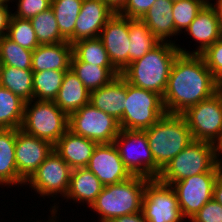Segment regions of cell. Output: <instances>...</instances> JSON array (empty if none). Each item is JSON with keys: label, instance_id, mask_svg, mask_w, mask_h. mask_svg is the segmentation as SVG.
<instances>
[{"label": "cell", "instance_id": "42", "mask_svg": "<svg viewBox=\"0 0 222 222\" xmlns=\"http://www.w3.org/2000/svg\"><path fill=\"white\" fill-rule=\"evenodd\" d=\"M108 222H147L142 212H137L130 215L120 216L109 220Z\"/></svg>", "mask_w": 222, "mask_h": 222}, {"label": "cell", "instance_id": "35", "mask_svg": "<svg viewBox=\"0 0 222 222\" xmlns=\"http://www.w3.org/2000/svg\"><path fill=\"white\" fill-rule=\"evenodd\" d=\"M208 2L209 0H178L174 2L172 12L175 24V35L178 36L183 29L186 31Z\"/></svg>", "mask_w": 222, "mask_h": 222}, {"label": "cell", "instance_id": "10", "mask_svg": "<svg viewBox=\"0 0 222 222\" xmlns=\"http://www.w3.org/2000/svg\"><path fill=\"white\" fill-rule=\"evenodd\" d=\"M141 212L147 222H183L173 187L158 178L149 179L144 189Z\"/></svg>", "mask_w": 222, "mask_h": 222}, {"label": "cell", "instance_id": "39", "mask_svg": "<svg viewBox=\"0 0 222 222\" xmlns=\"http://www.w3.org/2000/svg\"><path fill=\"white\" fill-rule=\"evenodd\" d=\"M222 222V205L215 199L209 200L189 222Z\"/></svg>", "mask_w": 222, "mask_h": 222}, {"label": "cell", "instance_id": "9", "mask_svg": "<svg viewBox=\"0 0 222 222\" xmlns=\"http://www.w3.org/2000/svg\"><path fill=\"white\" fill-rule=\"evenodd\" d=\"M69 130L102 144L113 143L121 128L118 120L88 103L69 116Z\"/></svg>", "mask_w": 222, "mask_h": 222}, {"label": "cell", "instance_id": "30", "mask_svg": "<svg viewBox=\"0 0 222 222\" xmlns=\"http://www.w3.org/2000/svg\"><path fill=\"white\" fill-rule=\"evenodd\" d=\"M82 3L83 0H51L59 31L70 44L74 43V27Z\"/></svg>", "mask_w": 222, "mask_h": 222}, {"label": "cell", "instance_id": "17", "mask_svg": "<svg viewBox=\"0 0 222 222\" xmlns=\"http://www.w3.org/2000/svg\"><path fill=\"white\" fill-rule=\"evenodd\" d=\"M185 32H188L187 34L200 45H198L195 51L191 52L178 45L181 54L201 55L209 46L222 37L218 13L213 3L209 1L202 8Z\"/></svg>", "mask_w": 222, "mask_h": 222}, {"label": "cell", "instance_id": "49", "mask_svg": "<svg viewBox=\"0 0 222 222\" xmlns=\"http://www.w3.org/2000/svg\"><path fill=\"white\" fill-rule=\"evenodd\" d=\"M10 1L12 2L13 0H0V5H8Z\"/></svg>", "mask_w": 222, "mask_h": 222}, {"label": "cell", "instance_id": "25", "mask_svg": "<svg viewBox=\"0 0 222 222\" xmlns=\"http://www.w3.org/2000/svg\"><path fill=\"white\" fill-rule=\"evenodd\" d=\"M15 142L16 129H0V185H25L18 175Z\"/></svg>", "mask_w": 222, "mask_h": 222}, {"label": "cell", "instance_id": "41", "mask_svg": "<svg viewBox=\"0 0 222 222\" xmlns=\"http://www.w3.org/2000/svg\"><path fill=\"white\" fill-rule=\"evenodd\" d=\"M11 15L8 5H0V38L7 36Z\"/></svg>", "mask_w": 222, "mask_h": 222}, {"label": "cell", "instance_id": "16", "mask_svg": "<svg viewBox=\"0 0 222 222\" xmlns=\"http://www.w3.org/2000/svg\"><path fill=\"white\" fill-rule=\"evenodd\" d=\"M87 168L104 186L123 182L133 176L122 162L114 143L97 144Z\"/></svg>", "mask_w": 222, "mask_h": 222}, {"label": "cell", "instance_id": "44", "mask_svg": "<svg viewBox=\"0 0 222 222\" xmlns=\"http://www.w3.org/2000/svg\"><path fill=\"white\" fill-rule=\"evenodd\" d=\"M213 145L216 163L218 165H221L222 158H220L219 156L222 155V133L220 134L219 138L213 143Z\"/></svg>", "mask_w": 222, "mask_h": 222}, {"label": "cell", "instance_id": "8", "mask_svg": "<svg viewBox=\"0 0 222 222\" xmlns=\"http://www.w3.org/2000/svg\"><path fill=\"white\" fill-rule=\"evenodd\" d=\"M113 143L132 175L155 179L161 174L162 170L153 159L144 131L121 129Z\"/></svg>", "mask_w": 222, "mask_h": 222}, {"label": "cell", "instance_id": "24", "mask_svg": "<svg viewBox=\"0 0 222 222\" xmlns=\"http://www.w3.org/2000/svg\"><path fill=\"white\" fill-rule=\"evenodd\" d=\"M103 187L101 181L87 167L72 169L65 199L79 201L78 203L85 202L91 207Z\"/></svg>", "mask_w": 222, "mask_h": 222}, {"label": "cell", "instance_id": "22", "mask_svg": "<svg viewBox=\"0 0 222 222\" xmlns=\"http://www.w3.org/2000/svg\"><path fill=\"white\" fill-rule=\"evenodd\" d=\"M55 104L68 116L90 103V91L71 69L66 71Z\"/></svg>", "mask_w": 222, "mask_h": 222}, {"label": "cell", "instance_id": "21", "mask_svg": "<svg viewBox=\"0 0 222 222\" xmlns=\"http://www.w3.org/2000/svg\"><path fill=\"white\" fill-rule=\"evenodd\" d=\"M72 57V44L61 42L55 44L39 45L32 52L33 72L44 70L68 71Z\"/></svg>", "mask_w": 222, "mask_h": 222}, {"label": "cell", "instance_id": "38", "mask_svg": "<svg viewBox=\"0 0 222 222\" xmlns=\"http://www.w3.org/2000/svg\"><path fill=\"white\" fill-rule=\"evenodd\" d=\"M201 56L211 73L217 77L222 72V37L209 46Z\"/></svg>", "mask_w": 222, "mask_h": 222}, {"label": "cell", "instance_id": "15", "mask_svg": "<svg viewBox=\"0 0 222 222\" xmlns=\"http://www.w3.org/2000/svg\"><path fill=\"white\" fill-rule=\"evenodd\" d=\"M99 38L112 65L122 73L129 65V18L115 12L101 30Z\"/></svg>", "mask_w": 222, "mask_h": 222}, {"label": "cell", "instance_id": "5", "mask_svg": "<svg viewBox=\"0 0 222 222\" xmlns=\"http://www.w3.org/2000/svg\"><path fill=\"white\" fill-rule=\"evenodd\" d=\"M208 171H221L215 160L214 145L207 141L193 140L167 164L158 179L172 185Z\"/></svg>", "mask_w": 222, "mask_h": 222}, {"label": "cell", "instance_id": "47", "mask_svg": "<svg viewBox=\"0 0 222 222\" xmlns=\"http://www.w3.org/2000/svg\"><path fill=\"white\" fill-rule=\"evenodd\" d=\"M52 208V210L50 211L51 212V217H50V219H49V221L47 220V222H57V220H56V218H57V212H58V207L59 206H56L55 205V203H54V206H51ZM57 208V209H56ZM56 215V216H55ZM53 217V218H52ZM39 222V221H38ZM41 222V221H40Z\"/></svg>", "mask_w": 222, "mask_h": 222}, {"label": "cell", "instance_id": "36", "mask_svg": "<svg viewBox=\"0 0 222 222\" xmlns=\"http://www.w3.org/2000/svg\"><path fill=\"white\" fill-rule=\"evenodd\" d=\"M7 37L21 47L34 51L39 42L29 19H21L11 15Z\"/></svg>", "mask_w": 222, "mask_h": 222}, {"label": "cell", "instance_id": "2", "mask_svg": "<svg viewBox=\"0 0 222 222\" xmlns=\"http://www.w3.org/2000/svg\"><path fill=\"white\" fill-rule=\"evenodd\" d=\"M178 44L160 42L140 59L130 63L121 73L133 86L163 97L174 60L180 54Z\"/></svg>", "mask_w": 222, "mask_h": 222}, {"label": "cell", "instance_id": "48", "mask_svg": "<svg viewBox=\"0 0 222 222\" xmlns=\"http://www.w3.org/2000/svg\"><path fill=\"white\" fill-rule=\"evenodd\" d=\"M217 86L222 90V72L216 77Z\"/></svg>", "mask_w": 222, "mask_h": 222}, {"label": "cell", "instance_id": "7", "mask_svg": "<svg viewBox=\"0 0 222 222\" xmlns=\"http://www.w3.org/2000/svg\"><path fill=\"white\" fill-rule=\"evenodd\" d=\"M163 97L126 81V101L121 129L143 131L166 114Z\"/></svg>", "mask_w": 222, "mask_h": 222}, {"label": "cell", "instance_id": "27", "mask_svg": "<svg viewBox=\"0 0 222 222\" xmlns=\"http://www.w3.org/2000/svg\"><path fill=\"white\" fill-rule=\"evenodd\" d=\"M0 86L7 88L25 102L33 100V71L1 66Z\"/></svg>", "mask_w": 222, "mask_h": 222}, {"label": "cell", "instance_id": "18", "mask_svg": "<svg viewBox=\"0 0 222 222\" xmlns=\"http://www.w3.org/2000/svg\"><path fill=\"white\" fill-rule=\"evenodd\" d=\"M114 13L103 0H83L74 27V43L83 39L98 38Z\"/></svg>", "mask_w": 222, "mask_h": 222}, {"label": "cell", "instance_id": "45", "mask_svg": "<svg viewBox=\"0 0 222 222\" xmlns=\"http://www.w3.org/2000/svg\"><path fill=\"white\" fill-rule=\"evenodd\" d=\"M114 12H119L127 0H103Z\"/></svg>", "mask_w": 222, "mask_h": 222}, {"label": "cell", "instance_id": "37", "mask_svg": "<svg viewBox=\"0 0 222 222\" xmlns=\"http://www.w3.org/2000/svg\"><path fill=\"white\" fill-rule=\"evenodd\" d=\"M16 12L13 16L30 19L51 7V0H18Z\"/></svg>", "mask_w": 222, "mask_h": 222}, {"label": "cell", "instance_id": "29", "mask_svg": "<svg viewBox=\"0 0 222 222\" xmlns=\"http://www.w3.org/2000/svg\"><path fill=\"white\" fill-rule=\"evenodd\" d=\"M25 101L0 86V129H21Z\"/></svg>", "mask_w": 222, "mask_h": 222}, {"label": "cell", "instance_id": "14", "mask_svg": "<svg viewBox=\"0 0 222 222\" xmlns=\"http://www.w3.org/2000/svg\"><path fill=\"white\" fill-rule=\"evenodd\" d=\"M53 151L50 142L16 129L15 159L18 175L25 183Z\"/></svg>", "mask_w": 222, "mask_h": 222}, {"label": "cell", "instance_id": "6", "mask_svg": "<svg viewBox=\"0 0 222 222\" xmlns=\"http://www.w3.org/2000/svg\"><path fill=\"white\" fill-rule=\"evenodd\" d=\"M68 129L69 116L54 101L33 99L25 102L21 126L25 133L46 140L54 146Z\"/></svg>", "mask_w": 222, "mask_h": 222}, {"label": "cell", "instance_id": "20", "mask_svg": "<svg viewBox=\"0 0 222 222\" xmlns=\"http://www.w3.org/2000/svg\"><path fill=\"white\" fill-rule=\"evenodd\" d=\"M97 142L67 130L54 145V151L71 169L87 167Z\"/></svg>", "mask_w": 222, "mask_h": 222}, {"label": "cell", "instance_id": "34", "mask_svg": "<svg viewBox=\"0 0 222 222\" xmlns=\"http://www.w3.org/2000/svg\"><path fill=\"white\" fill-rule=\"evenodd\" d=\"M32 50L21 47L7 36L0 38L1 66H12L18 69L31 70Z\"/></svg>", "mask_w": 222, "mask_h": 222}, {"label": "cell", "instance_id": "40", "mask_svg": "<svg viewBox=\"0 0 222 222\" xmlns=\"http://www.w3.org/2000/svg\"><path fill=\"white\" fill-rule=\"evenodd\" d=\"M156 0H127L119 14L130 19H141Z\"/></svg>", "mask_w": 222, "mask_h": 222}, {"label": "cell", "instance_id": "23", "mask_svg": "<svg viewBox=\"0 0 222 222\" xmlns=\"http://www.w3.org/2000/svg\"><path fill=\"white\" fill-rule=\"evenodd\" d=\"M174 2L171 0H156L151 8L144 14L141 20L147 25L151 33L160 42L175 43L168 37L175 35V24L173 21Z\"/></svg>", "mask_w": 222, "mask_h": 222}, {"label": "cell", "instance_id": "26", "mask_svg": "<svg viewBox=\"0 0 222 222\" xmlns=\"http://www.w3.org/2000/svg\"><path fill=\"white\" fill-rule=\"evenodd\" d=\"M70 69L90 92L121 74L114 66H97L82 61H70Z\"/></svg>", "mask_w": 222, "mask_h": 222}, {"label": "cell", "instance_id": "46", "mask_svg": "<svg viewBox=\"0 0 222 222\" xmlns=\"http://www.w3.org/2000/svg\"><path fill=\"white\" fill-rule=\"evenodd\" d=\"M213 6L216 8L217 13H218L220 31L222 34V0H216V3H214Z\"/></svg>", "mask_w": 222, "mask_h": 222}, {"label": "cell", "instance_id": "4", "mask_svg": "<svg viewBox=\"0 0 222 222\" xmlns=\"http://www.w3.org/2000/svg\"><path fill=\"white\" fill-rule=\"evenodd\" d=\"M148 180L147 177L133 175L123 182L106 185L90 209L100 215L99 222H108L120 216L141 212Z\"/></svg>", "mask_w": 222, "mask_h": 222}, {"label": "cell", "instance_id": "28", "mask_svg": "<svg viewBox=\"0 0 222 222\" xmlns=\"http://www.w3.org/2000/svg\"><path fill=\"white\" fill-rule=\"evenodd\" d=\"M129 40V64L143 57L160 43L141 19L129 18Z\"/></svg>", "mask_w": 222, "mask_h": 222}, {"label": "cell", "instance_id": "11", "mask_svg": "<svg viewBox=\"0 0 222 222\" xmlns=\"http://www.w3.org/2000/svg\"><path fill=\"white\" fill-rule=\"evenodd\" d=\"M182 115L193 140L214 143L222 133V90L189 107Z\"/></svg>", "mask_w": 222, "mask_h": 222}, {"label": "cell", "instance_id": "31", "mask_svg": "<svg viewBox=\"0 0 222 222\" xmlns=\"http://www.w3.org/2000/svg\"><path fill=\"white\" fill-rule=\"evenodd\" d=\"M71 61H82L97 66H113L99 37L73 43Z\"/></svg>", "mask_w": 222, "mask_h": 222}, {"label": "cell", "instance_id": "13", "mask_svg": "<svg viewBox=\"0 0 222 222\" xmlns=\"http://www.w3.org/2000/svg\"><path fill=\"white\" fill-rule=\"evenodd\" d=\"M71 170L70 166L53 151L25 185L29 184V187L43 198H55L58 194L65 198L70 186Z\"/></svg>", "mask_w": 222, "mask_h": 222}, {"label": "cell", "instance_id": "3", "mask_svg": "<svg viewBox=\"0 0 222 222\" xmlns=\"http://www.w3.org/2000/svg\"><path fill=\"white\" fill-rule=\"evenodd\" d=\"M143 131L146 133L153 159L161 170L193 141L182 114L166 113Z\"/></svg>", "mask_w": 222, "mask_h": 222}, {"label": "cell", "instance_id": "43", "mask_svg": "<svg viewBox=\"0 0 222 222\" xmlns=\"http://www.w3.org/2000/svg\"><path fill=\"white\" fill-rule=\"evenodd\" d=\"M213 199L222 205V173L218 176L213 191Z\"/></svg>", "mask_w": 222, "mask_h": 222}, {"label": "cell", "instance_id": "12", "mask_svg": "<svg viewBox=\"0 0 222 222\" xmlns=\"http://www.w3.org/2000/svg\"><path fill=\"white\" fill-rule=\"evenodd\" d=\"M221 171H208L173 183L181 214L190 220L213 198L214 185Z\"/></svg>", "mask_w": 222, "mask_h": 222}, {"label": "cell", "instance_id": "33", "mask_svg": "<svg viewBox=\"0 0 222 222\" xmlns=\"http://www.w3.org/2000/svg\"><path fill=\"white\" fill-rule=\"evenodd\" d=\"M35 31L39 45L68 42L60 33L53 9L37 14L29 19Z\"/></svg>", "mask_w": 222, "mask_h": 222}, {"label": "cell", "instance_id": "1", "mask_svg": "<svg viewBox=\"0 0 222 222\" xmlns=\"http://www.w3.org/2000/svg\"><path fill=\"white\" fill-rule=\"evenodd\" d=\"M220 89L199 54H179L172 65L163 103L167 113L182 114Z\"/></svg>", "mask_w": 222, "mask_h": 222}, {"label": "cell", "instance_id": "19", "mask_svg": "<svg viewBox=\"0 0 222 222\" xmlns=\"http://www.w3.org/2000/svg\"><path fill=\"white\" fill-rule=\"evenodd\" d=\"M125 101L126 79L121 74L108 84L90 92V103L119 122L123 117Z\"/></svg>", "mask_w": 222, "mask_h": 222}, {"label": "cell", "instance_id": "32", "mask_svg": "<svg viewBox=\"0 0 222 222\" xmlns=\"http://www.w3.org/2000/svg\"><path fill=\"white\" fill-rule=\"evenodd\" d=\"M66 71L44 70L33 72V99L54 101L62 85Z\"/></svg>", "mask_w": 222, "mask_h": 222}]
</instances>
